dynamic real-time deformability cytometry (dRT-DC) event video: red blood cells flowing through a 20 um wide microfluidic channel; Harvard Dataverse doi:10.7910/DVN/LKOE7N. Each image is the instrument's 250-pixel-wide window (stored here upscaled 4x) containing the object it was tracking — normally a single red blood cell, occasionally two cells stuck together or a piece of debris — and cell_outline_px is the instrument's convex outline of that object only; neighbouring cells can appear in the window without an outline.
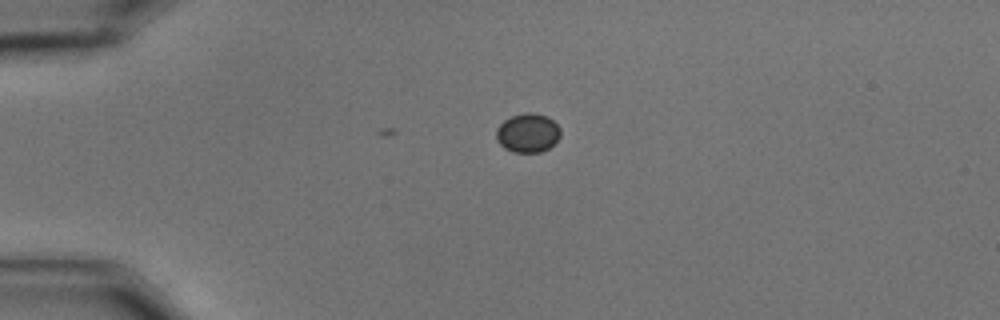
{"species": "common noctule bat (a hibernating species)", "species_latin": "Nyctalus noctula", "temperature_condition": "cold", "stored_images_in_passage": 2, "camera_frame_rate_fps": 3000, "um_per_image_px": 0.085, "animal": {"sex": "male", "body_mass_g": 15.6}, "frame": {"image": 1, "passage_image": 2, "time_ms": 0.333, "image_size_px": [1000, 320], "cell_outline_px": [[560, 136], [548, 148], [540, 152], [512, 152], [504, 148], [496, 140], [496, 128], [504, 120], [512, 116], [524, 112], [532, 112], [548, 116], [560, 128]], "centroid_in_image_um": [44.83, 11.29], "position_along_channel_um": 40.2, "area_um2": 14.62}}